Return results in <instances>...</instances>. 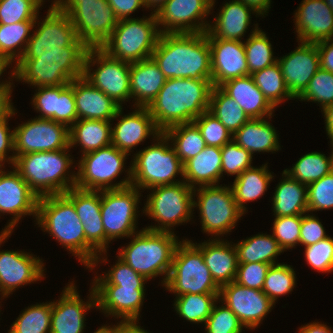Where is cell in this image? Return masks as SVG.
Segmentation results:
<instances>
[{
	"label": "cell",
	"mask_w": 333,
	"mask_h": 333,
	"mask_svg": "<svg viewBox=\"0 0 333 333\" xmlns=\"http://www.w3.org/2000/svg\"><path fill=\"white\" fill-rule=\"evenodd\" d=\"M37 89L31 102L34 110L41 112L37 118L51 119L57 122L59 86L37 87Z\"/></svg>",
	"instance_id": "91938a15"
},
{
	"label": "cell",
	"mask_w": 333,
	"mask_h": 333,
	"mask_svg": "<svg viewBox=\"0 0 333 333\" xmlns=\"http://www.w3.org/2000/svg\"><path fill=\"white\" fill-rule=\"evenodd\" d=\"M169 142L162 132L154 144L134 154L130 164L133 187L144 190L182 182L175 176L184 177V165Z\"/></svg>",
	"instance_id": "52a82bcc"
},
{
	"label": "cell",
	"mask_w": 333,
	"mask_h": 333,
	"mask_svg": "<svg viewBox=\"0 0 333 333\" xmlns=\"http://www.w3.org/2000/svg\"><path fill=\"white\" fill-rule=\"evenodd\" d=\"M11 94L12 91H0V116L13 104Z\"/></svg>",
	"instance_id": "34e18365"
},
{
	"label": "cell",
	"mask_w": 333,
	"mask_h": 333,
	"mask_svg": "<svg viewBox=\"0 0 333 333\" xmlns=\"http://www.w3.org/2000/svg\"><path fill=\"white\" fill-rule=\"evenodd\" d=\"M52 301L37 303L21 312L8 333H50Z\"/></svg>",
	"instance_id": "7dc6e473"
},
{
	"label": "cell",
	"mask_w": 333,
	"mask_h": 333,
	"mask_svg": "<svg viewBox=\"0 0 333 333\" xmlns=\"http://www.w3.org/2000/svg\"><path fill=\"white\" fill-rule=\"evenodd\" d=\"M270 266L271 264L258 262L238 264L235 282L251 289L262 290Z\"/></svg>",
	"instance_id": "94428289"
},
{
	"label": "cell",
	"mask_w": 333,
	"mask_h": 333,
	"mask_svg": "<svg viewBox=\"0 0 333 333\" xmlns=\"http://www.w3.org/2000/svg\"><path fill=\"white\" fill-rule=\"evenodd\" d=\"M196 188L197 186L193 188V208L198 207L200 211L203 232L217 236L216 238L231 232L245 214L236 203L231 186L210 185ZM195 195L198 196L197 201Z\"/></svg>",
	"instance_id": "5bb4252c"
},
{
	"label": "cell",
	"mask_w": 333,
	"mask_h": 333,
	"mask_svg": "<svg viewBox=\"0 0 333 333\" xmlns=\"http://www.w3.org/2000/svg\"><path fill=\"white\" fill-rule=\"evenodd\" d=\"M52 3L69 16L78 39L87 48H101L118 23L107 0H54Z\"/></svg>",
	"instance_id": "9c48e42d"
},
{
	"label": "cell",
	"mask_w": 333,
	"mask_h": 333,
	"mask_svg": "<svg viewBox=\"0 0 333 333\" xmlns=\"http://www.w3.org/2000/svg\"><path fill=\"white\" fill-rule=\"evenodd\" d=\"M87 50L86 46H68L62 48V55L20 59L11 77L34 88L69 84L83 76Z\"/></svg>",
	"instance_id": "8992f818"
},
{
	"label": "cell",
	"mask_w": 333,
	"mask_h": 333,
	"mask_svg": "<svg viewBox=\"0 0 333 333\" xmlns=\"http://www.w3.org/2000/svg\"><path fill=\"white\" fill-rule=\"evenodd\" d=\"M256 86L269 103L276 108L284 99H296L286 86L278 62L251 74Z\"/></svg>",
	"instance_id": "ee69618b"
},
{
	"label": "cell",
	"mask_w": 333,
	"mask_h": 333,
	"mask_svg": "<svg viewBox=\"0 0 333 333\" xmlns=\"http://www.w3.org/2000/svg\"><path fill=\"white\" fill-rule=\"evenodd\" d=\"M38 28L32 30L26 50L21 59L41 56L62 55V48L68 46H85L77 37L76 30L69 16L61 12L53 3Z\"/></svg>",
	"instance_id": "9a60e30c"
},
{
	"label": "cell",
	"mask_w": 333,
	"mask_h": 333,
	"mask_svg": "<svg viewBox=\"0 0 333 333\" xmlns=\"http://www.w3.org/2000/svg\"><path fill=\"white\" fill-rule=\"evenodd\" d=\"M73 92L78 120L111 121L122 116L123 107L94 87L83 76L73 79Z\"/></svg>",
	"instance_id": "f1b7e54d"
},
{
	"label": "cell",
	"mask_w": 333,
	"mask_h": 333,
	"mask_svg": "<svg viewBox=\"0 0 333 333\" xmlns=\"http://www.w3.org/2000/svg\"><path fill=\"white\" fill-rule=\"evenodd\" d=\"M215 1L216 0H212V3H211V9H213V6H215L214 4H215Z\"/></svg>",
	"instance_id": "09005b40"
},
{
	"label": "cell",
	"mask_w": 333,
	"mask_h": 333,
	"mask_svg": "<svg viewBox=\"0 0 333 333\" xmlns=\"http://www.w3.org/2000/svg\"><path fill=\"white\" fill-rule=\"evenodd\" d=\"M271 124L265 118L249 119L233 134L232 140L252 156L255 152H276L281 149L279 135Z\"/></svg>",
	"instance_id": "e575fe53"
},
{
	"label": "cell",
	"mask_w": 333,
	"mask_h": 333,
	"mask_svg": "<svg viewBox=\"0 0 333 333\" xmlns=\"http://www.w3.org/2000/svg\"><path fill=\"white\" fill-rule=\"evenodd\" d=\"M35 21H22L14 24H0V56L11 63H17L23 56ZM17 50V51H16Z\"/></svg>",
	"instance_id": "b9f144b4"
},
{
	"label": "cell",
	"mask_w": 333,
	"mask_h": 333,
	"mask_svg": "<svg viewBox=\"0 0 333 333\" xmlns=\"http://www.w3.org/2000/svg\"><path fill=\"white\" fill-rule=\"evenodd\" d=\"M251 12L258 14L240 0L226 2L215 21L209 24L206 31L207 38H220L240 41L251 24Z\"/></svg>",
	"instance_id": "4dcf8cb0"
},
{
	"label": "cell",
	"mask_w": 333,
	"mask_h": 333,
	"mask_svg": "<svg viewBox=\"0 0 333 333\" xmlns=\"http://www.w3.org/2000/svg\"><path fill=\"white\" fill-rule=\"evenodd\" d=\"M36 222L85 267L93 264L99 253L86 241L74 204L64 194L40 197Z\"/></svg>",
	"instance_id": "3957f363"
},
{
	"label": "cell",
	"mask_w": 333,
	"mask_h": 333,
	"mask_svg": "<svg viewBox=\"0 0 333 333\" xmlns=\"http://www.w3.org/2000/svg\"><path fill=\"white\" fill-rule=\"evenodd\" d=\"M90 292L88 301L80 298L74 282L64 288L60 299L52 302L50 333H83L85 315L90 308H96L94 288Z\"/></svg>",
	"instance_id": "7402d4cb"
},
{
	"label": "cell",
	"mask_w": 333,
	"mask_h": 333,
	"mask_svg": "<svg viewBox=\"0 0 333 333\" xmlns=\"http://www.w3.org/2000/svg\"><path fill=\"white\" fill-rule=\"evenodd\" d=\"M132 237V241L118 251L117 257L147 280L158 275L164 276L161 281L164 286L172 268L176 247L180 243L178 237L174 232L151 231L146 228L134 233L130 238Z\"/></svg>",
	"instance_id": "5b68a950"
},
{
	"label": "cell",
	"mask_w": 333,
	"mask_h": 333,
	"mask_svg": "<svg viewBox=\"0 0 333 333\" xmlns=\"http://www.w3.org/2000/svg\"><path fill=\"white\" fill-rule=\"evenodd\" d=\"M12 63L6 58V57H2L0 56V76L3 75L2 73L6 70V68H8V66H10ZM10 81H13V79L11 80H5L3 82L0 83V91H12L11 87H12V83Z\"/></svg>",
	"instance_id": "753ad0ef"
},
{
	"label": "cell",
	"mask_w": 333,
	"mask_h": 333,
	"mask_svg": "<svg viewBox=\"0 0 333 333\" xmlns=\"http://www.w3.org/2000/svg\"><path fill=\"white\" fill-rule=\"evenodd\" d=\"M78 121L74 92L73 80L66 85L59 86V99L57 105V122L70 128Z\"/></svg>",
	"instance_id": "6125c7cd"
},
{
	"label": "cell",
	"mask_w": 333,
	"mask_h": 333,
	"mask_svg": "<svg viewBox=\"0 0 333 333\" xmlns=\"http://www.w3.org/2000/svg\"><path fill=\"white\" fill-rule=\"evenodd\" d=\"M2 170L0 167V214L13 216L2 232L12 233L23 215L36 218L39 198L14 168L13 171Z\"/></svg>",
	"instance_id": "44dd1931"
},
{
	"label": "cell",
	"mask_w": 333,
	"mask_h": 333,
	"mask_svg": "<svg viewBox=\"0 0 333 333\" xmlns=\"http://www.w3.org/2000/svg\"><path fill=\"white\" fill-rule=\"evenodd\" d=\"M224 241V239L214 238L202 243H194L201 250L204 262L219 287L235 281L238 268L235 245L227 240Z\"/></svg>",
	"instance_id": "f546056e"
},
{
	"label": "cell",
	"mask_w": 333,
	"mask_h": 333,
	"mask_svg": "<svg viewBox=\"0 0 333 333\" xmlns=\"http://www.w3.org/2000/svg\"><path fill=\"white\" fill-rule=\"evenodd\" d=\"M218 299L230 308L245 328L254 330L275 305L262 290L235 281L220 287Z\"/></svg>",
	"instance_id": "ffe728a7"
},
{
	"label": "cell",
	"mask_w": 333,
	"mask_h": 333,
	"mask_svg": "<svg viewBox=\"0 0 333 333\" xmlns=\"http://www.w3.org/2000/svg\"><path fill=\"white\" fill-rule=\"evenodd\" d=\"M308 212L333 209V171L307 186Z\"/></svg>",
	"instance_id": "6f0895ef"
},
{
	"label": "cell",
	"mask_w": 333,
	"mask_h": 333,
	"mask_svg": "<svg viewBox=\"0 0 333 333\" xmlns=\"http://www.w3.org/2000/svg\"><path fill=\"white\" fill-rule=\"evenodd\" d=\"M304 248L305 261L312 269L322 273L333 271V238L328 236Z\"/></svg>",
	"instance_id": "680465c9"
},
{
	"label": "cell",
	"mask_w": 333,
	"mask_h": 333,
	"mask_svg": "<svg viewBox=\"0 0 333 333\" xmlns=\"http://www.w3.org/2000/svg\"><path fill=\"white\" fill-rule=\"evenodd\" d=\"M183 165V181L190 187L219 185L222 177L221 148L206 146L198 155Z\"/></svg>",
	"instance_id": "836d02e7"
},
{
	"label": "cell",
	"mask_w": 333,
	"mask_h": 333,
	"mask_svg": "<svg viewBox=\"0 0 333 333\" xmlns=\"http://www.w3.org/2000/svg\"><path fill=\"white\" fill-rule=\"evenodd\" d=\"M161 33L155 14L118 20L109 39L101 46L108 56L128 63L151 58Z\"/></svg>",
	"instance_id": "ba28073f"
},
{
	"label": "cell",
	"mask_w": 333,
	"mask_h": 333,
	"mask_svg": "<svg viewBox=\"0 0 333 333\" xmlns=\"http://www.w3.org/2000/svg\"><path fill=\"white\" fill-rule=\"evenodd\" d=\"M164 287L175 296L186 293L219 294L220 291L204 262L201 250L187 239L180 241L176 247Z\"/></svg>",
	"instance_id": "30bf717a"
},
{
	"label": "cell",
	"mask_w": 333,
	"mask_h": 333,
	"mask_svg": "<svg viewBox=\"0 0 333 333\" xmlns=\"http://www.w3.org/2000/svg\"><path fill=\"white\" fill-rule=\"evenodd\" d=\"M147 195L143 213L157 222L146 227L151 231L174 232L172 227L187 223L192 217L193 188L185 181L173 185L154 187Z\"/></svg>",
	"instance_id": "4fadbf2b"
},
{
	"label": "cell",
	"mask_w": 333,
	"mask_h": 333,
	"mask_svg": "<svg viewBox=\"0 0 333 333\" xmlns=\"http://www.w3.org/2000/svg\"><path fill=\"white\" fill-rule=\"evenodd\" d=\"M208 42L213 86L249 75L243 41L208 38Z\"/></svg>",
	"instance_id": "603a6c76"
},
{
	"label": "cell",
	"mask_w": 333,
	"mask_h": 333,
	"mask_svg": "<svg viewBox=\"0 0 333 333\" xmlns=\"http://www.w3.org/2000/svg\"><path fill=\"white\" fill-rule=\"evenodd\" d=\"M14 130L15 158L26 153L49 152L69 147V128L51 119L33 118Z\"/></svg>",
	"instance_id": "e0dca14e"
},
{
	"label": "cell",
	"mask_w": 333,
	"mask_h": 333,
	"mask_svg": "<svg viewBox=\"0 0 333 333\" xmlns=\"http://www.w3.org/2000/svg\"><path fill=\"white\" fill-rule=\"evenodd\" d=\"M212 79H166L147 106L156 127L164 132L178 124L191 123L209 110Z\"/></svg>",
	"instance_id": "6da1fadb"
},
{
	"label": "cell",
	"mask_w": 333,
	"mask_h": 333,
	"mask_svg": "<svg viewBox=\"0 0 333 333\" xmlns=\"http://www.w3.org/2000/svg\"><path fill=\"white\" fill-rule=\"evenodd\" d=\"M234 245L237 251L238 264L255 262L277 264V256L284 252L273 235L261 233L238 241Z\"/></svg>",
	"instance_id": "f35d334b"
},
{
	"label": "cell",
	"mask_w": 333,
	"mask_h": 333,
	"mask_svg": "<svg viewBox=\"0 0 333 333\" xmlns=\"http://www.w3.org/2000/svg\"><path fill=\"white\" fill-rule=\"evenodd\" d=\"M130 67L131 63L114 59L100 48H88L83 77L122 107L123 102L131 99Z\"/></svg>",
	"instance_id": "2e32d148"
},
{
	"label": "cell",
	"mask_w": 333,
	"mask_h": 333,
	"mask_svg": "<svg viewBox=\"0 0 333 333\" xmlns=\"http://www.w3.org/2000/svg\"><path fill=\"white\" fill-rule=\"evenodd\" d=\"M118 20L129 19L131 13L146 8L144 0H107Z\"/></svg>",
	"instance_id": "03108f58"
},
{
	"label": "cell",
	"mask_w": 333,
	"mask_h": 333,
	"mask_svg": "<svg viewBox=\"0 0 333 333\" xmlns=\"http://www.w3.org/2000/svg\"><path fill=\"white\" fill-rule=\"evenodd\" d=\"M92 285H118L135 287V290H145V277L135 272L128 264L118 257L117 263L99 277H94ZM146 281V282H145Z\"/></svg>",
	"instance_id": "816d5d0a"
},
{
	"label": "cell",
	"mask_w": 333,
	"mask_h": 333,
	"mask_svg": "<svg viewBox=\"0 0 333 333\" xmlns=\"http://www.w3.org/2000/svg\"><path fill=\"white\" fill-rule=\"evenodd\" d=\"M69 149L19 155L10 167L20 174L38 198L64 194L76 185L75 171H67L73 164Z\"/></svg>",
	"instance_id": "277c9868"
},
{
	"label": "cell",
	"mask_w": 333,
	"mask_h": 333,
	"mask_svg": "<svg viewBox=\"0 0 333 333\" xmlns=\"http://www.w3.org/2000/svg\"><path fill=\"white\" fill-rule=\"evenodd\" d=\"M298 330V333H333L331 327L315 321L301 326Z\"/></svg>",
	"instance_id": "2644e50d"
},
{
	"label": "cell",
	"mask_w": 333,
	"mask_h": 333,
	"mask_svg": "<svg viewBox=\"0 0 333 333\" xmlns=\"http://www.w3.org/2000/svg\"><path fill=\"white\" fill-rule=\"evenodd\" d=\"M64 195L74 204L77 215L83 224L86 241L98 253L105 252V230L101 216V191L73 187Z\"/></svg>",
	"instance_id": "4316f807"
},
{
	"label": "cell",
	"mask_w": 333,
	"mask_h": 333,
	"mask_svg": "<svg viewBox=\"0 0 333 333\" xmlns=\"http://www.w3.org/2000/svg\"><path fill=\"white\" fill-rule=\"evenodd\" d=\"M140 196V190L132 185L122 189L101 190V216L105 230V252L99 253L93 264L87 268L95 269L100 260V263H106L107 258L105 255L103 257V253H107L111 241L123 237L130 238L138 232L136 221L137 213H139L137 210Z\"/></svg>",
	"instance_id": "8fae6325"
},
{
	"label": "cell",
	"mask_w": 333,
	"mask_h": 333,
	"mask_svg": "<svg viewBox=\"0 0 333 333\" xmlns=\"http://www.w3.org/2000/svg\"><path fill=\"white\" fill-rule=\"evenodd\" d=\"M94 333H111V332H110V330L104 324V326L102 325Z\"/></svg>",
	"instance_id": "2a66077c"
},
{
	"label": "cell",
	"mask_w": 333,
	"mask_h": 333,
	"mask_svg": "<svg viewBox=\"0 0 333 333\" xmlns=\"http://www.w3.org/2000/svg\"><path fill=\"white\" fill-rule=\"evenodd\" d=\"M301 215L275 216L273 222V237L278 241L283 251L291 249L300 243Z\"/></svg>",
	"instance_id": "11a10c76"
},
{
	"label": "cell",
	"mask_w": 333,
	"mask_h": 333,
	"mask_svg": "<svg viewBox=\"0 0 333 333\" xmlns=\"http://www.w3.org/2000/svg\"><path fill=\"white\" fill-rule=\"evenodd\" d=\"M272 197L275 216H293L308 213L307 186L290 178L285 172Z\"/></svg>",
	"instance_id": "8d00e7d4"
},
{
	"label": "cell",
	"mask_w": 333,
	"mask_h": 333,
	"mask_svg": "<svg viewBox=\"0 0 333 333\" xmlns=\"http://www.w3.org/2000/svg\"><path fill=\"white\" fill-rule=\"evenodd\" d=\"M294 14L299 42L333 39V11L324 0H303Z\"/></svg>",
	"instance_id": "484cf974"
},
{
	"label": "cell",
	"mask_w": 333,
	"mask_h": 333,
	"mask_svg": "<svg viewBox=\"0 0 333 333\" xmlns=\"http://www.w3.org/2000/svg\"><path fill=\"white\" fill-rule=\"evenodd\" d=\"M233 135L250 118L236 101L219 86H213L210 93L209 110Z\"/></svg>",
	"instance_id": "60d3db41"
},
{
	"label": "cell",
	"mask_w": 333,
	"mask_h": 333,
	"mask_svg": "<svg viewBox=\"0 0 333 333\" xmlns=\"http://www.w3.org/2000/svg\"><path fill=\"white\" fill-rule=\"evenodd\" d=\"M324 113V118H325V128H326V132L327 135L330 139V144L333 147V104L325 107L323 109V111H321Z\"/></svg>",
	"instance_id": "8c879c8a"
},
{
	"label": "cell",
	"mask_w": 333,
	"mask_h": 333,
	"mask_svg": "<svg viewBox=\"0 0 333 333\" xmlns=\"http://www.w3.org/2000/svg\"><path fill=\"white\" fill-rule=\"evenodd\" d=\"M112 121L78 120L69 128V147L80 144L82 155L111 145ZM79 143V144H78Z\"/></svg>",
	"instance_id": "d590c367"
},
{
	"label": "cell",
	"mask_w": 333,
	"mask_h": 333,
	"mask_svg": "<svg viewBox=\"0 0 333 333\" xmlns=\"http://www.w3.org/2000/svg\"><path fill=\"white\" fill-rule=\"evenodd\" d=\"M13 105H11L1 116H0V167H4L5 162L13 166L15 161L14 155V130H10L8 127V120L15 115ZM12 155L8 156L9 152Z\"/></svg>",
	"instance_id": "be15d7a7"
},
{
	"label": "cell",
	"mask_w": 333,
	"mask_h": 333,
	"mask_svg": "<svg viewBox=\"0 0 333 333\" xmlns=\"http://www.w3.org/2000/svg\"><path fill=\"white\" fill-rule=\"evenodd\" d=\"M296 286V274L292 266L277 263L267 271L262 291L275 304L279 296L287 295Z\"/></svg>",
	"instance_id": "c3c4849f"
},
{
	"label": "cell",
	"mask_w": 333,
	"mask_h": 333,
	"mask_svg": "<svg viewBox=\"0 0 333 333\" xmlns=\"http://www.w3.org/2000/svg\"><path fill=\"white\" fill-rule=\"evenodd\" d=\"M211 3L212 0H168L154 13L160 33L206 32L210 23L205 19L211 13Z\"/></svg>",
	"instance_id": "ac0fdd59"
},
{
	"label": "cell",
	"mask_w": 333,
	"mask_h": 333,
	"mask_svg": "<svg viewBox=\"0 0 333 333\" xmlns=\"http://www.w3.org/2000/svg\"><path fill=\"white\" fill-rule=\"evenodd\" d=\"M218 301L219 299L213 305L211 314L204 323L206 333H242L244 326L238 317L224 303L217 306Z\"/></svg>",
	"instance_id": "9f6ffc18"
},
{
	"label": "cell",
	"mask_w": 333,
	"mask_h": 333,
	"mask_svg": "<svg viewBox=\"0 0 333 333\" xmlns=\"http://www.w3.org/2000/svg\"><path fill=\"white\" fill-rule=\"evenodd\" d=\"M333 171V149L329 157L320 152H309L303 155L292 166L285 169L290 178L295 179L308 186Z\"/></svg>",
	"instance_id": "7bdbcfd3"
},
{
	"label": "cell",
	"mask_w": 333,
	"mask_h": 333,
	"mask_svg": "<svg viewBox=\"0 0 333 333\" xmlns=\"http://www.w3.org/2000/svg\"><path fill=\"white\" fill-rule=\"evenodd\" d=\"M163 133L172 141L170 143L183 164L206 147L205 140L194 122L174 125Z\"/></svg>",
	"instance_id": "ab89813d"
},
{
	"label": "cell",
	"mask_w": 333,
	"mask_h": 333,
	"mask_svg": "<svg viewBox=\"0 0 333 333\" xmlns=\"http://www.w3.org/2000/svg\"><path fill=\"white\" fill-rule=\"evenodd\" d=\"M219 87L236 101L248 118L271 120L275 108L256 86L251 75L228 80Z\"/></svg>",
	"instance_id": "1f68e13d"
},
{
	"label": "cell",
	"mask_w": 333,
	"mask_h": 333,
	"mask_svg": "<svg viewBox=\"0 0 333 333\" xmlns=\"http://www.w3.org/2000/svg\"><path fill=\"white\" fill-rule=\"evenodd\" d=\"M267 164H263L260 168L253 166L245 170L234 179L231 185L234 199L244 213L247 209L245 204L260 199L274 177L267 169Z\"/></svg>",
	"instance_id": "74e56055"
},
{
	"label": "cell",
	"mask_w": 333,
	"mask_h": 333,
	"mask_svg": "<svg viewBox=\"0 0 333 333\" xmlns=\"http://www.w3.org/2000/svg\"><path fill=\"white\" fill-rule=\"evenodd\" d=\"M324 1L333 11V0H324Z\"/></svg>",
	"instance_id": "b9fcfbb0"
},
{
	"label": "cell",
	"mask_w": 333,
	"mask_h": 333,
	"mask_svg": "<svg viewBox=\"0 0 333 333\" xmlns=\"http://www.w3.org/2000/svg\"><path fill=\"white\" fill-rule=\"evenodd\" d=\"M199 128L206 146L223 147L232 140V134L209 111L202 113L193 121Z\"/></svg>",
	"instance_id": "db71d44e"
},
{
	"label": "cell",
	"mask_w": 333,
	"mask_h": 333,
	"mask_svg": "<svg viewBox=\"0 0 333 333\" xmlns=\"http://www.w3.org/2000/svg\"><path fill=\"white\" fill-rule=\"evenodd\" d=\"M165 82L166 77L152 57L131 63L130 91L131 98L135 99L134 106L147 107Z\"/></svg>",
	"instance_id": "d6a6232c"
},
{
	"label": "cell",
	"mask_w": 333,
	"mask_h": 333,
	"mask_svg": "<svg viewBox=\"0 0 333 333\" xmlns=\"http://www.w3.org/2000/svg\"><path fill=\"white\" fill-rule=\"evenodd\" d=\"M128 154L113 145L81 155L76 173V188L83 190H111L131 186V166L125 172L127 176L114 183L124 169Z\"/></svg>",
	"instance_id": "7c38bea8"
},
{
	"label": "cell",
	"mask_w": 333,
	"mask_h": 333,
	"mask_svg": "<svg viewBox=\"0 0 333 333\" xmlns=\"http://www.w3.org/2000/svg\"><path fill=\"white\" fill-rule=\"evenodd\" d=\"M290 93L297 98L320 68L317 45L298 42V47L277 59Z\"/></svg>",
	"instance_id": "cb8c5ba5"
},
{
	"label": "cell",
	"mask_w": 333,
	"mask_h": 333,
	"mask_svg": "<svg viewBox=\"0 0 333 333\" xmlns=\"http://www.w3.org/2000/svg\"><path fill=\"white\" fill-rule=\"evenodd\" d=\"M320 67L333 73V39L316 43Z\"/></svg>",
	"instance_id": "003e7915"
},
{
	"label": "cell",
	"mask_w": 333,
	"mask_h": 333,
	"mask_svg": "<svg viewBox=\"0 0 333 333\" xmlns=\"http://www.w3.org/2000/svg\"><path fill=\"white\" fill-rule=\"evenodd\" d=\"M328 236L319 218L309 213L301 215L300 244L306 247Z\"/></svg>",
	"instance_id": "e7e4bbea"
},
{
	"label": "cell",
	"mask_w": 333,
	"mask_h": 333,
	"mask_svg": "<svg viewBox=\"0 0 333 333\" xmlns=\"http://www.w3.org/2000/svg\"><path fill=\"white\" fill-rule=\"evenodd\" d=\"M11 232L0 234V246L10 237ZM42 259L24 251H0V295L7 298L20 286L34 283L44 278Z\"/></svg>",
	"instance_id": "d6986e66"
},
{
	"label": "cell",
	"mask_w": 333,
	"mask_h": 333,
	"mask_svg": "<svg viewBox=\"0 0 333 333\" xmlns=\"http://www.w3.org/2000/svg\"><path fill=\"white\" fill-rule=\"evenodd\" d=\"M251 31L249 38L244 41L249 75L276 63L278 59L273 56L272 45L266 33L258 27V23Z\"/></svg>",
	"instance_id": "f6af8a7d"
},
{
	"label": "cell",
	"mask_w": 333,
	"mask_h": 333,
	"mask_svg": "<svg viewBox=\"0 0 333 333\" xmlns=\"http://www.w3.org/2000/svg\"><path fill=\"white\" fill-rule=\"evenodd\" d=\"M139 321H129V322H122L120 321L116 325L108 326L105 325L111 333H149L147 330L141 328L138 325Z\"/></svg>",
	"instance_id": "a7ac6f4b"
},
{
	"label": "cell",
	"mask_w": 333,
	"mask_h": 333,
	"mask_svg": "<svg viewBox=\"0 0 333 333\" xmlns=\"http://www.w3.org/2000/svg\"><path fill=\"white\" fill-rule=\"evenodd\" d=\"M219 294H183L176 296L174 308L179 317L189 322L205 323Z\"/></svg>",
	"instance_id": "bcb514c9"
},
{
	"label": "cell",
	"mask_w": 333,
	"mask_h": 333,
	"mask_svg": "<svg viewBox=\"0 0 333 333\" xmlns=\"http://www.w3.org/2000/svg\"><path fill=\"white\" fill-rule=\"evenodd\" d=\"M168 0H144L146 9L151 8L153 13H155L163 4H165ZM154 8V9H153Z\"/></svg>",
	"instance_id": "11e5206c"
},
{
	"label": "cell",
	"mask_w": 333,
	"mask_h": 333,
	"mask_svg": "<svg viewBox=\"0 0 333 333\" xmlns=\"http://www.w3.org/2000/svg\"><path fill=\"white\" fill-rule=\"evenodd\" d=\"M296 99L317 102L322 108L321 111L333 104V73L320 67Z\"/></svg>",
	"instance_id": "681fc988"
},
{
	"label": "cell",
	"mask_w": 333,
	"mask_h": 333,
	"mask_svg": "<svg viewBox=\"0 0 333 333\" xmlns=\"http://www.w3.org/2000/svg\"><path fill=\"white\" fill-rule=\"evenodd\" d=\"M222 176L223 173L235 175L237 178L242 172L253 167L252 154L239 146L234 140L221 147Z\"/></svg>",
	"instance_id": "f5cc1de1"
},
{
	"label": "cell",
	"mask_w": 333,
	"mask_h": 333,
	"mask_svg": "<svg viewBox=\"0 0 333 333\" xmlns=\"http://www.w3.org/2000/svg\"><path fill=\"white\" fill-rule=\"evenodd\" d=\"M250 8H252L258 16L261 17L267 15L268 10L271 8V0H240Z\"/></svg>",
	"instance_id": "89a4df30"
},
{
	"label": "cell",
	"mask_w": 333,
	"mask_h": 333,
	"mask_svg": "<svg viewBox=\"0 0 333 333\" xmlns=\"http://www.w3.org/2000/svg\"><path fill=\"white\" fill-rule=\"evenodd\" d=\"M45 0H0V24L35 21Z\"/></svg>",
	"instance_id": "f907efd6"
},
{
	"label": "cell",
	"mask_w": 333,
	"mask_h": 333,
	"mask_svg": "<svg viewBox=\"0 0 333 333\" xmlns=\"http://www.w3.org/2000/svg\"><path fill=\"white\" fill-rule=\"evenodd\" d=\"M96 295V308L107 316L122 318V322L138 321L144 302L145 290L118 285H92Z\"/></svg>",
	"instance_id": "d4e9b609"
},
{
	"label": "cell",
	"mask_w": 333,
	"mask_h": 333,
	"mask_svg": "<svg viewBox=\"0 0 333 333\" xmlns=\"http://www.w3.org/2000/svg\"><path fill=\"white\" fill-rule=\"evenodd\" d=\"M151 57L166 79H212L206 32L162 33Z\"/></svg>",
	"instance_id": "7a4b0ae2"
},
{
	"label": "cell",
	"mask_w": 333,
	"mask_h": 333,
	"mask_svg": "<svg viewBox=\"0 0 333 333\" xmlns=\"http://www.w3.org/2000/svg\"><path fill=\"white\" fill-rule=\"evenodd\" d=\"M118 123L111 127V145L128 155L151 135L156 138L162 132L156 127L155 122L147 107L136 106L135 110L118 119Z\"/></svg>",
	"instance_id": "83f0119b"
}]
</instances>
